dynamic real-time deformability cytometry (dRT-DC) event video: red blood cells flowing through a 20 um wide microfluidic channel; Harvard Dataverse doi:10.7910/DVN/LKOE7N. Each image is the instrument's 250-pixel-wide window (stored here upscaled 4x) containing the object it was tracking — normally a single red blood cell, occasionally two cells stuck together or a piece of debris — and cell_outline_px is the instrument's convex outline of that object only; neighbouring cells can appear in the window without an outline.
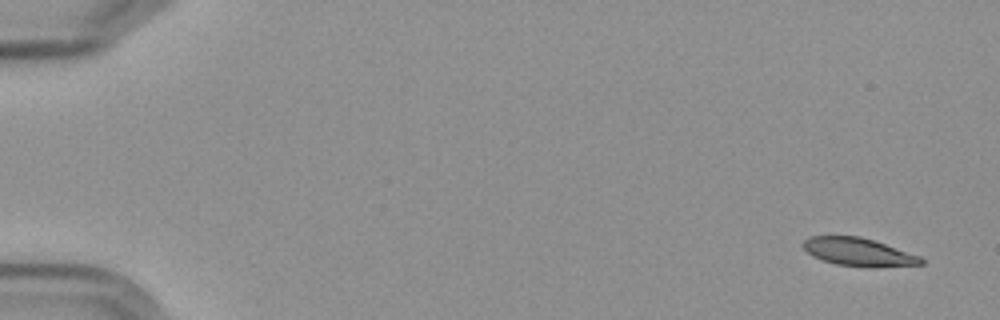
{"species": "Egyptian fruit bat (a non-hibernating species)", "species_latin": "Rousettus aegyptiacus", "temperature_condition": "cold", "stored_images_in_passage": 5, "camera_frame_rate_fps": 3000, "um_per_image_px": 0.085, "frame": {"image": 1, "passage_image": 1, "time_ms": 0.0, "image_size_px": [1000, 320], "cell_outline_px": [[924, 264], [868, 268], [836, 264], [812, 256], [800, 244], [804, 240], [812, 236], [860, 236], [920, 256], [924, 260]], "centroid_in_image_um": [72.96, 21.43], "position_along_channel_um": 12.0, "area_um2": 19.19}}
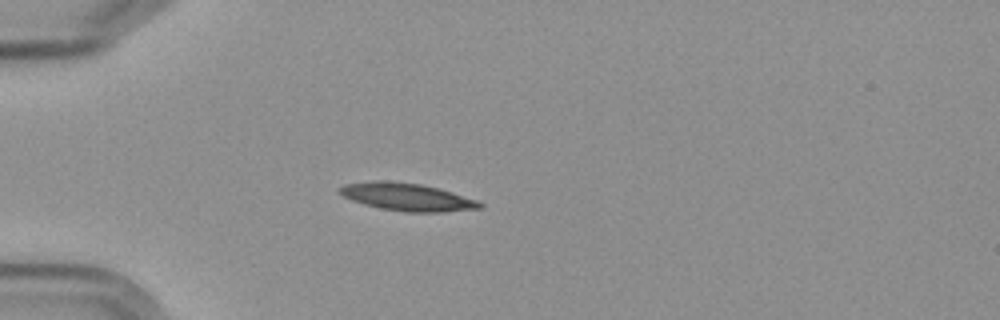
{"frame": {"image": 2, "passage_image": 5, "time_ms": 4.667, "image_size_px": [1000, 320], "cell_outline_px": [[484, 208], [444, 212], [408, 212], [380, 208], [364, 204], [352, 200], [344, 196], [340, 192], [340, 188], [344, 184], [376, 180], [384, 180], [420, 184], [440, 188], [476, 200], [484, 204]], "centroid_in_image_um": [34.64, 16.74], "position_along_channel_um": 50.4, "area_um2": 22.48}}